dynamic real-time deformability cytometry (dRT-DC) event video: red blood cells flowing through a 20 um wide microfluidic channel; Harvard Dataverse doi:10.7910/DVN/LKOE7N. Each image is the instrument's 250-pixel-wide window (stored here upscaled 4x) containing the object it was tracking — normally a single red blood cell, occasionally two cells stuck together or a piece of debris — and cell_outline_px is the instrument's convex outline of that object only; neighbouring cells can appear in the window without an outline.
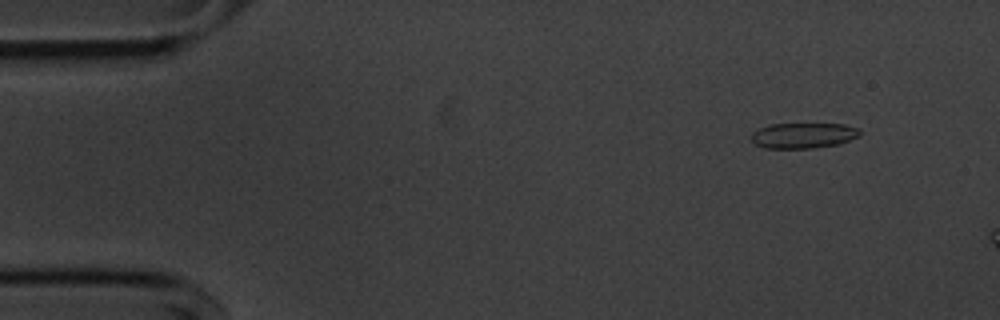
{"species": "common noctule bat (a hibernating species)", "species_latin": "Nyctalus noctula", "temperature_condition": "cold", "stored_images_in_passage": 15, "camera_frame_rate_fps": 3000, "um_per_image_px": 0.085, "animal": {"sex": "male", "body_mass_g": 20.1, "forearm_length_mm": 53.5}, "frame": {"image": 1, "passage_image": 5, "time_ms": 1.333, "image_size_px": [1000, 320], "cell_outline_px": [[860, 136], [840, 144], [812, 148], [764, 148], [756, 144], [752, 140], [752, 132], [768, 124], [844, 124], [856, 128], [860, 132]], "centroid_in_image_um": [68.28, 11.52], "position_along_channel_um": 16.7, "area_um2": 16.07}}